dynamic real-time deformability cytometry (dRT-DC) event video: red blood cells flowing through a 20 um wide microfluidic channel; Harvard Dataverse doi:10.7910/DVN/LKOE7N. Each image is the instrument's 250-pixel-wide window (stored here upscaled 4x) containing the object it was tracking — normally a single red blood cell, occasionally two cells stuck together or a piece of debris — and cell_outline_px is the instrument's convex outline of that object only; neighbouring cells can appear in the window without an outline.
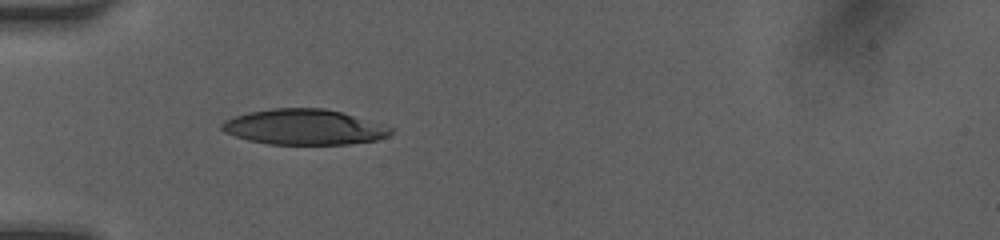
{"species": "human", "species_latin": "Homo sapiens", "temperature_condition": "room temperature", "stored_images_in_passage": 32, "camera_frame_rate_fps": 3000, "um_per_image_px": 0.085, "donor": {"sex": "female"}, "frame": {"image": 1, "passage_image": 1, "time_ms": 0.0, "image_size_px": [1000, 240], "cell_outline_px": [[392, 132], [388, 136], [376, 140], [348, 144], [268, 144], [248, 140], [224, 132], [220, 128], [220, 124], [224, 120], [248, 112], [272, 108], [324, 108], [340, 112], [392, 128]], "centroid_in_image_um": [25.78, 10.8], "position_along_channel_um": 59.2, "area_um2": 34.56}}
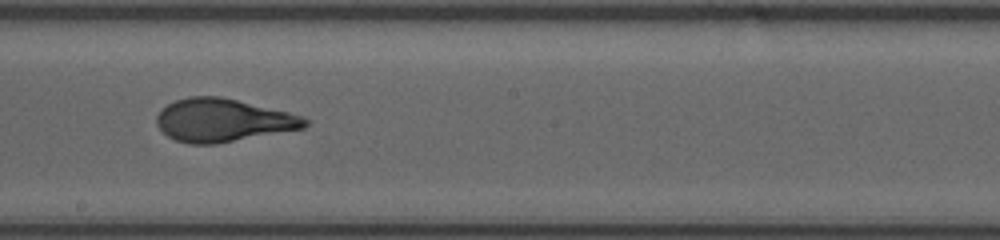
{"frame": {"image": 2, "passage_image": 14, "time_ms": 4.333, "image_size_px": [1000, 240], "cell_outline_px": [[308, 124], [304, 128], [216, 144], [192, 144], [176, 140], [168, 136], [156, 124], [156, 116], [168, 104], [176, 100], [188, 96], [220, 96], [288, 112], [304, 116], [308, 120]], "centroid_in_image_um": [18.95, 10.22], "position_along_channel_um": 229.2, "area_um2": 36.93}}
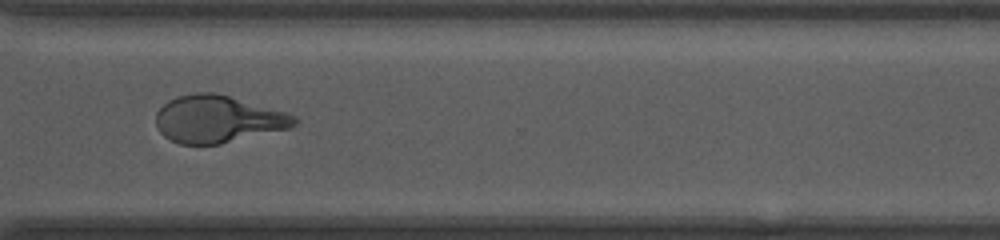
{"frame": {"image": 3, "passage_image": 23, "time_ms": 7.333, "image_size_px": [1000, 240], "cell_outline_px": [[300, 120], [296, 124], [288, 128], [220, 144], [180, 144], [164, 136], [156, 128], [156, 112], [168, 100], [176, 96], [196, 92], [216, 92], [284, 112], [296, 116]], "centroid_in_image_um": [18.47, 10.12], "position_along_channel_um": 352.1, "area_um2": 37.92}, "authors_computed_cell_mechanics": {"area_um2": 37.0498, "velocity_mm_per_s": 4.1214, "shape_relaxation_time_tau1_ms": 3.7467, "shape_relaxation_time_tau2_ms": 0.9719, "deformation_change_tau1": 0.2053, "deformation_change_tau2": 0.0695}}